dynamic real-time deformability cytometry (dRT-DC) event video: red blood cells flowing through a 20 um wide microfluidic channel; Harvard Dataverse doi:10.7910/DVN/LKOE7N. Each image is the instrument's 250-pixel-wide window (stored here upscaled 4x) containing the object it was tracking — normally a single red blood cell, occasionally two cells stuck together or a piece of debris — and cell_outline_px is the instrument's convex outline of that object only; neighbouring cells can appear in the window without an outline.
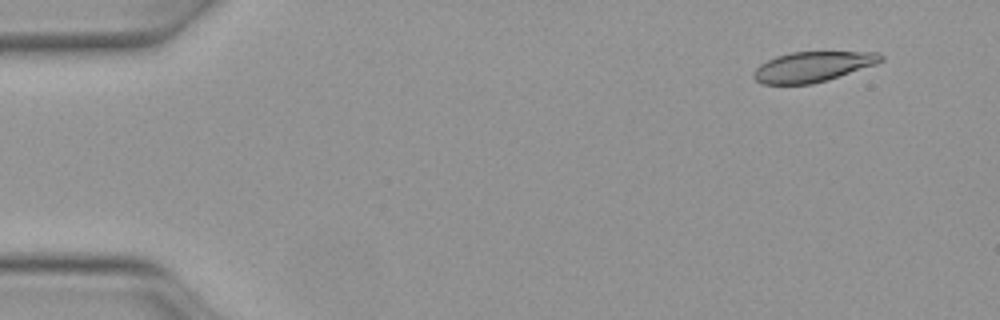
{"species": "Egyptian fruit bat (a non-hibernating species)", "species_latin": "Rousettus aegyptiacus", "temperature_condition": "warm", "stored_images_in_passage": 1, "camera_frame_rate_fps": 3000, "um_per_image_px": 0.085, "animal": {"sex": "female"}, "frame": {"image": 1, "passage_image": 1, "time_ms": 0.0, "image_size_px": [1000, 320], "cell_outline_px": [[860, 64], [844, 72], [820, 80], [796, 84], [776, 84], [808, 52], [844, 52]], "centroid_in_image_um": [69.58, 5.72], "position_along_channel_um": 15.4, "area_um2": 11.44}}